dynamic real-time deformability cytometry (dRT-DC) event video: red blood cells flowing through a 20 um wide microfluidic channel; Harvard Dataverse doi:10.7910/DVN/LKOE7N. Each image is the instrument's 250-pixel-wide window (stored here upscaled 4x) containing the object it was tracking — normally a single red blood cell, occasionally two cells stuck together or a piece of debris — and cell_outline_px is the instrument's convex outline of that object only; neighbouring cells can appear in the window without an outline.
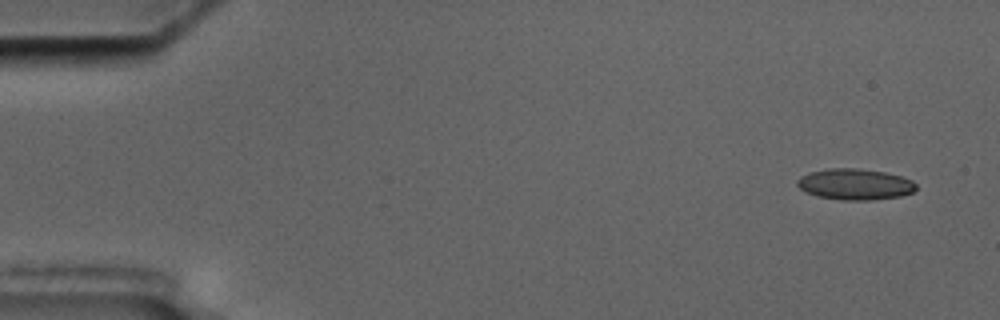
{"species": "common noctule bat (a hibernating species)", "species_latin": "Nyctalus noctula", "temperature_condition": "cold", "stored_images_in_passage": 5, "camera_frame_rate_fps": 3000, "um_per_image_px": 0.085, "animal": {"sex": "male", "body_mass_g": 17.5, "forearm_length_mm": 52.3}, "frame": {"image": 1, "passage_image": 1, "time_ms": 0.0, "image_size_px": [1000, 320], "cell_outline_px": [[916, 188], [912, 192], [900, 196], [872, 200], [844, 200], [816, 196], [800, 188], [796, 184], [796, 180], [800, 176], [808, 172], [828, 168], [856, 168], [884, 172], [900, 176], [912, 180], [916, 184]], "centroid_in_image_um": [72.65, 15.65], "position_along_channel_um": 12.4, "area_um2": 21.5}}
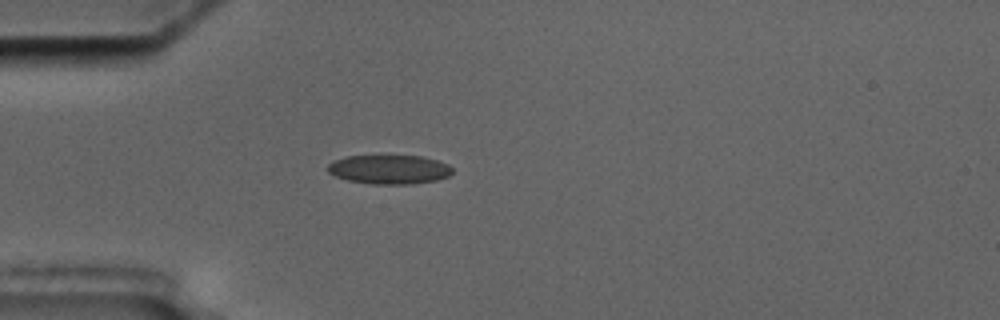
{"frame": {"image": 2, "passage_image": 4, "time_ms": 4.333, "image_size_px": [1000, 320], "cell_outline_px": [[452, 172], [448, 176], [436, 180], [408, 184], [372, 184], [348, 180], [336, 176], [328, 172], [328, 164], [332, 160], [344, 156], [420, 156], [436, 160], [448, 164], [452, 168]], "centroid_in_image_um": [33.06, 14.4], "position_along_channel_um": 51.9, "area_um2": 21.04}}